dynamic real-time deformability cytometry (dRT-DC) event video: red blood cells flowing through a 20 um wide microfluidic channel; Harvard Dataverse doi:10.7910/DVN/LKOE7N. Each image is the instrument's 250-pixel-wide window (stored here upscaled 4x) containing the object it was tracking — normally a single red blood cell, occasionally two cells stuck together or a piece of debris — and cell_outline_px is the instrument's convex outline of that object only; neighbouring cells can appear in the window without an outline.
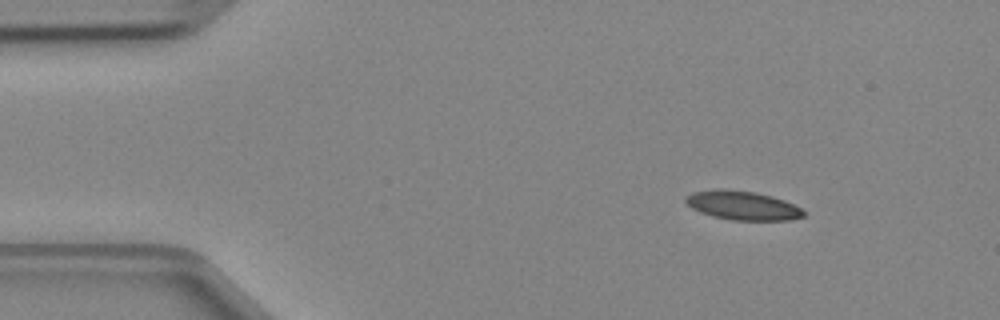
{"species": "Egyptian fruit bat (a non-hibernating species)", "species_latin": "Rousettus aegyptiacus", "temperature_condition": "cold", "stored_images_in_passage": 5, "camera_frame_rate_fps": 3000, "um_per_image_px": 0.085, "animal": {"sex": "female"}, "frame": {"image": 1, "passage_image": 1, "time_ms": 0.0, "image_size_px": [1000, 320], "cell_outline_px": [[804, 216], [792, 220], [732, 220], [712, 216], [700, 212], [692, 208], [684, 200], [692, 192], [716, 188], [724, 188], [756, 192], [772, 196], [784, 200], [800, 208], [804, 212]], "centroid_in_image_um": [63.1, 17.45], "position_along_channel_um": 21.9, "area_um2": 19.94}}
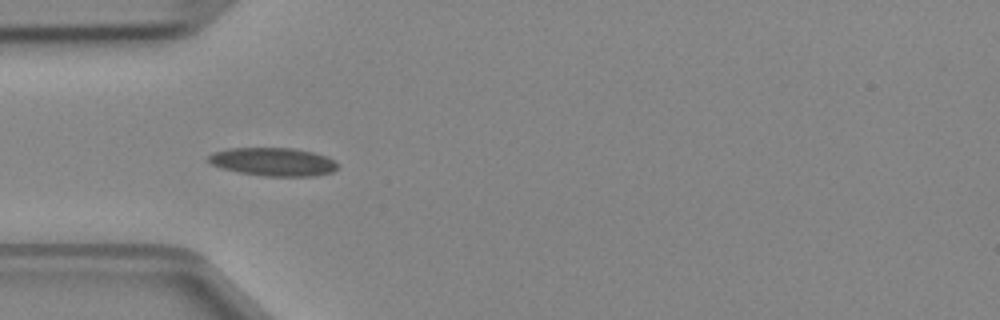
{"frame": {"image": 2, "passage_image": 3, "time_ms": 0.667, "image_size_px": [1000, 320], "cell_outline_px": [[336, 168], [332, 172], [312, 176], [264, 176], [240, 172], [224, 168], [212, 164], [208, 160], [208, 156], [212, 152], [228, 148], [296, 148], [312, 152], [336, 160]], "centroid_in_image_um": [23.21, 13.74], "position_along_channel_um": 61.8, "area_um2": 21.1}}